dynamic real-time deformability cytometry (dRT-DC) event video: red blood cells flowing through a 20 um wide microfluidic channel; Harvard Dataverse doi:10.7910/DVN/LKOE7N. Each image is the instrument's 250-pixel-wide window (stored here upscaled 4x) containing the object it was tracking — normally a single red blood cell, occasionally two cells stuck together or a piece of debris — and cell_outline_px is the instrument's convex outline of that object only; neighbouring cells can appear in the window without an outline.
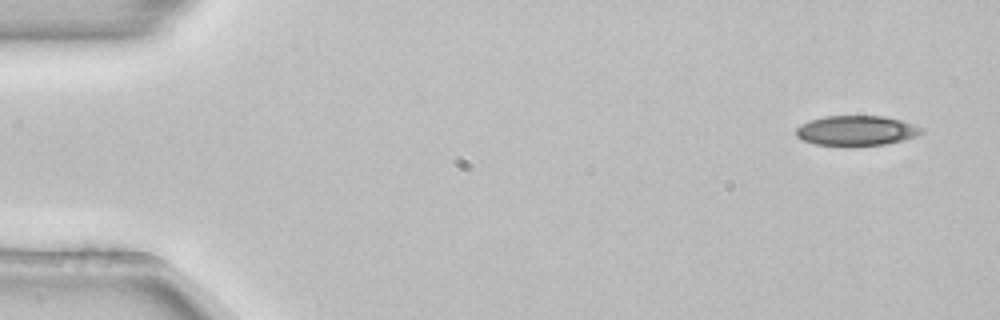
{"species": "common noctule bat (a hibernating species)", "species_latin": "Nyctalus noctula", "temperature_condition": "room temperature", "stored_images_in_passage": 4, "camera_frame_rate_fps": 3000, "um_per_image_px": 0.085, "animal": {"sex": "female", "body_mass_g": 22.7, "forearm_length_mm": 54.2}, "frame": {"image": 1, "passage_image": 1, "time_ms": 0.0, "image_size_px": [1000, 320], "cell_outline_px": [[924, 132], [916, 136], [904, 140], [884, 144], [848, 148], [816, 144], [800, 140], [796, 136], [796, 128], [800, 124], [808, 120], [824, 116], [884, 116], [900, 120], [924, 128]], "centroid_in_image_um": [72.75, 11.13], "position_along_channel_um": 12.3, "area_um2": 22.6}}
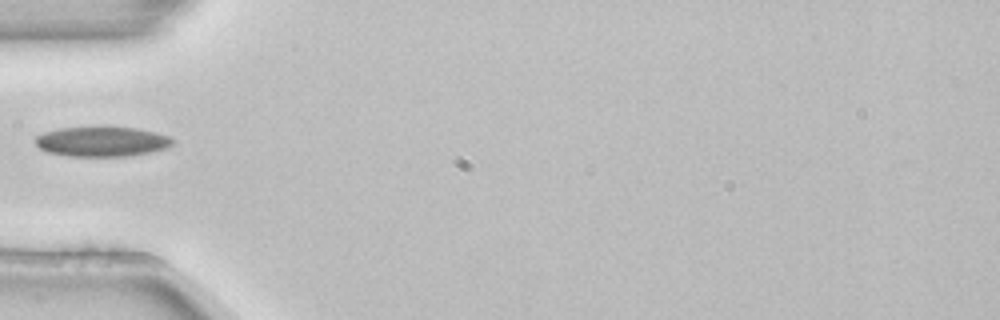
{"frame": {"image": 2, "passage_image": 4, "time_ms": 1.0, "image_size_px": [1000, 320], "cell_outline_px": [[176, 140], [168, 148], [128, 156], [68, 156], [48, 152], [40, 148], [36, 144], [36, 136], [44, 132], [60, 128], [136, 128], [156, 132], [168, 136]], "centroid_in_image_um": [8.68, 12.04], "position_along_channel_um": 76.3, "area_um2": 23.58}}